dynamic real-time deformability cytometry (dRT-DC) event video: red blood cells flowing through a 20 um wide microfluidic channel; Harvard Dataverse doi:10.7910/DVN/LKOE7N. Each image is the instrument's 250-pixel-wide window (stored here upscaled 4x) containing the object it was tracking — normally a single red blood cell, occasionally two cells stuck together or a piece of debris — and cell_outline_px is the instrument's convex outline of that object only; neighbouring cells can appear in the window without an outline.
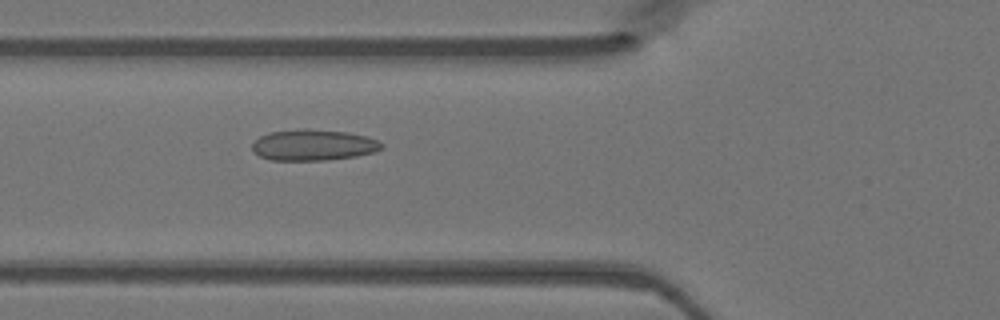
{"species": "Egyptian fruit bat (a non-hibernating species)", "species_latin": "Rousettus aegyptiacus", "temperature_condition": "warm", "stored_images_in_passage": 43, "camera_frame_rate_fps": 3000, "um_per_image_px": 0.085, "animal": {"sex": "female"}, "frame": {"image": 1, "passage_image": 13, "time_ms": 4.0, "image_size_px": [1000, 320], "cell_outline_px": [[384, 148], [376, 152], [356, 156], [328, 160], [272, 160], [260, 156], [252, 148], [252, 144], [260, 136], [272, 132], [296, 128], [308, 128], [348, 132], [364, 136], [376, 140], [384, 144]], "centroid_in_image_um": [26.67, 12.32], "position_along_channel_um": 99.1, "area_um2": 23.52}}
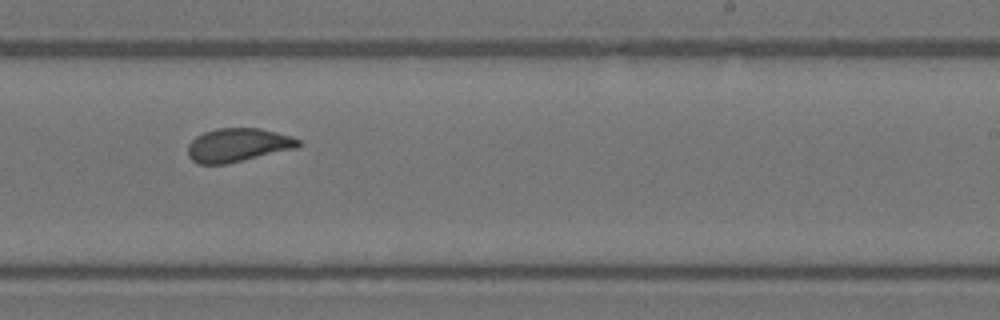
{"frame": {"image": 2, "passage_image": 25, "time_ms": 8.0, "image_size_px": [1000, 320], "cell_outline_px": [[300, 144], [296, 148], [228, 164], [200, 164], [192, 160], [188, 156], [188, 144], [196, 136], [204, 132], [216, 128], [260, 128], [292, 136], [300, 140]], "centroid_in_image_um": [20.21, 12.33], "position_along_channel_um": 268.8, "area_um2": 21.68}}
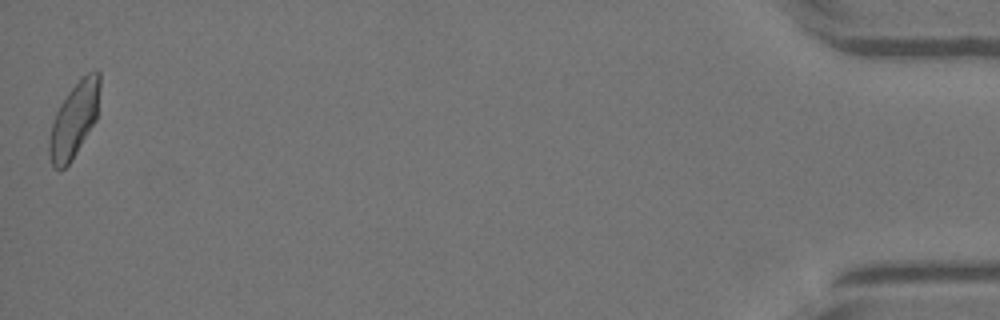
{"frame": {"image": 3, "passage_image": 43, "time_ms": 14.0, "image_size_px": [1000, 320], "cell_outline_px": [[100, 88], [96, 120], [72, 160], [60, 172], [52, 168], [48, 152], [48, 136], [56, 112], [60, 104], [68, 92], [88, 72], [96, 68], [100, 72]], "centroid_in_image_um": [6.29, 10.22], "position_along_channel_um": 428.9, "area_um2": 22.25}}